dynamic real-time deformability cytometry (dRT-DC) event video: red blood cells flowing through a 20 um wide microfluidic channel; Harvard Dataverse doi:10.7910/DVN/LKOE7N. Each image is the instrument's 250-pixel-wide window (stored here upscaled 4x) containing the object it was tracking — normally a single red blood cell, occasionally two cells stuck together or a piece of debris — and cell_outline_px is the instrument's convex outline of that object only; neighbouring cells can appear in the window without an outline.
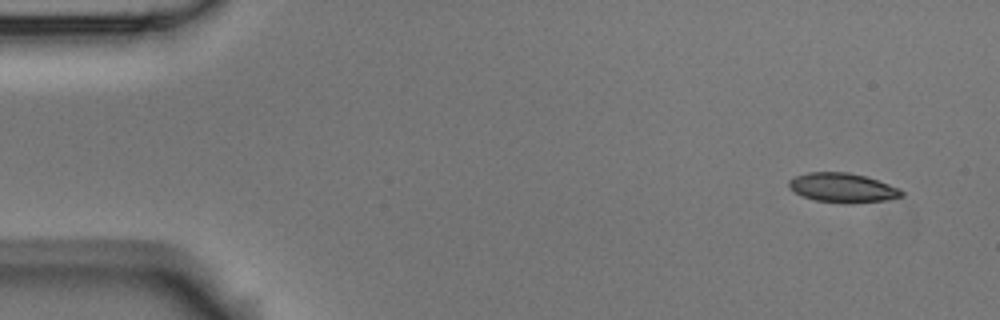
{"species": "Egyptian fruit bat (a non-hibernating species)", "species_latin": "Rousettus aegyptiacus", "temperature_condition": "room temperature", "stored_images_in_passage": 7, "camera_frame_rate_fps": 3000, "um_per_image_px": 0.085, "animal": {"sex": "male"}, "frame": {"image": 1, "passage_image": 1, "time_ms": 0.0, "image_size_px": [1000, 320], "cell_outline_px": [[904, 196], [884, 200], [816, 200], [804, 196], [788, 188], [788, 180], [796, 176], [808, 172], [848, 172], [864, 176], [900, 188], [904, 192]], "centroid_in_image_um": [71.59, 15.9], "position_along_channel_um": 13.4, "area_um2": 18.21}}
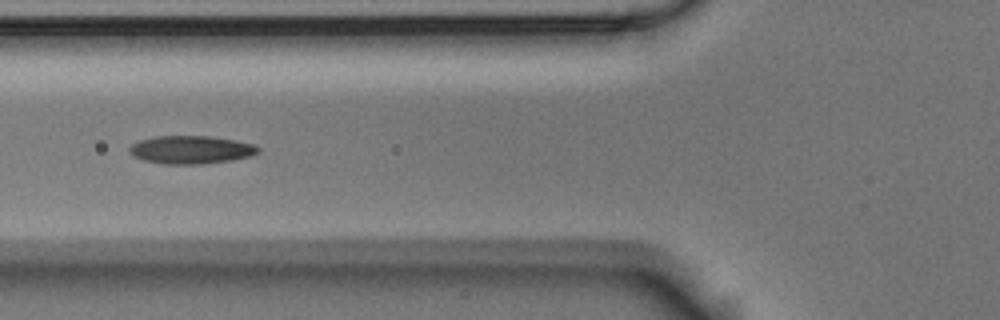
{"frame": {"image": 2, "passage_image": 6, "time_ms": 1.667, "image_size_px": [1000, 320], "cell_outline_px": [[260, 152], [252, 156], [232, 160], [200, 164], [160, 164], [144, 160], [132, 156], [128, 152], [128, 148], [132, 144], [140, 140], [156, 136], [208, 136], [236, 140], [256, 144], [260, 148]], "centroid_in_image_um": [16.25, 12.73], "position_along_channel_um": 109.6, "area_um2": 21.33}}
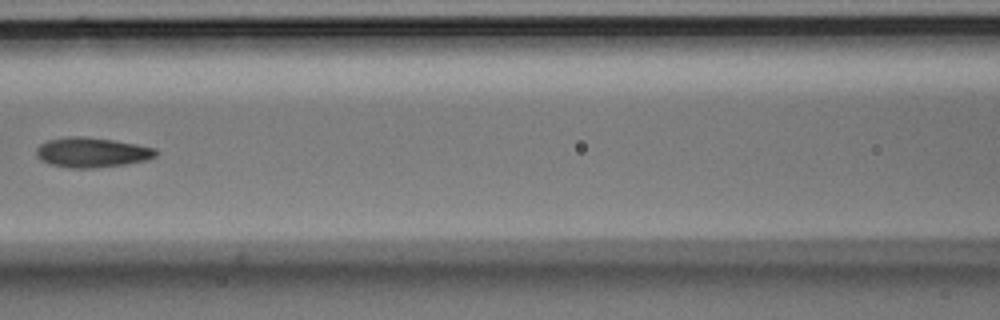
{"frame": {"image": 3, "passage_image": 7, "time_ms": 2.0, "image_size_px": [1000, 320], "cell_outline_px": [[156, 156], [148, 160], [124, 164], [92, 168], [68, 168], [48, 164], [40, 160], [36, 156], [36, 148], [40, 144], [48, 140], [68, 136], [84, 136], [112, 140], [136, 144], [156, 148]], "centroid_in_image_um": [7.77, 12.96], "position_along_channel_um": 158.8, "area_um2": 20.92}}